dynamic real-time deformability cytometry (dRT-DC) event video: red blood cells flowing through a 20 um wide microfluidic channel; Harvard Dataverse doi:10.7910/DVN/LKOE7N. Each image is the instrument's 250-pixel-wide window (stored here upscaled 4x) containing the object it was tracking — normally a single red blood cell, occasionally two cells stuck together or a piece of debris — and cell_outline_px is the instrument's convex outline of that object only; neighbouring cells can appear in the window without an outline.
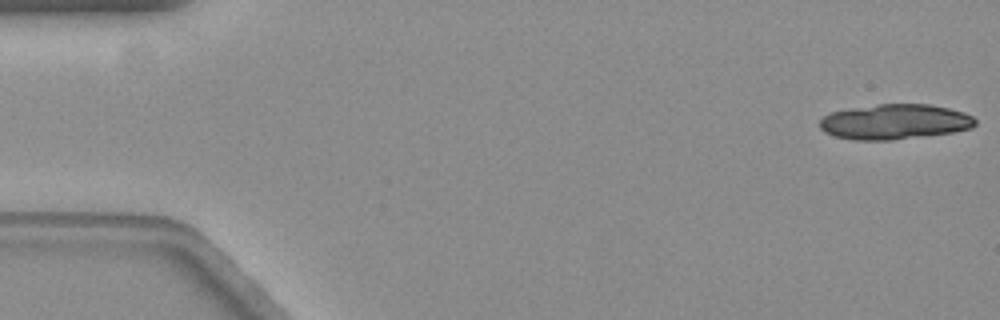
{"species": "common noctule bat (a hibernating species)", "species_latin": "Nyctalus noctula", "temperature_condition": "warm", "stored_images_in_passage": 8, "camera_frame_rate_fps": 3000, "um_per_image_px": 0.085, "animal": {"sex": "female", "body_mass_g": 19.3, "forearm_length_mm": 54.1}, "frame": {"image": 1, "passage_image": 1, "time_ms": 0.0, "image_size_px": [1000, 320], "cell_outline_px": [[976, 124], [972, 128], [952, 132], [892, 140], [852, 140], [836, 136], [824, 132], [820, 128], [820, 120], [824, 116], [832, 112], [852, 108], [880, 104], [928, 104], [948, 108], [964, 112], [972, 116], [976, 120]], "centroid_in_image_um": [76.06, 10.35], "position_along_channel_um": 8.9, "area_um2": 31.73}}